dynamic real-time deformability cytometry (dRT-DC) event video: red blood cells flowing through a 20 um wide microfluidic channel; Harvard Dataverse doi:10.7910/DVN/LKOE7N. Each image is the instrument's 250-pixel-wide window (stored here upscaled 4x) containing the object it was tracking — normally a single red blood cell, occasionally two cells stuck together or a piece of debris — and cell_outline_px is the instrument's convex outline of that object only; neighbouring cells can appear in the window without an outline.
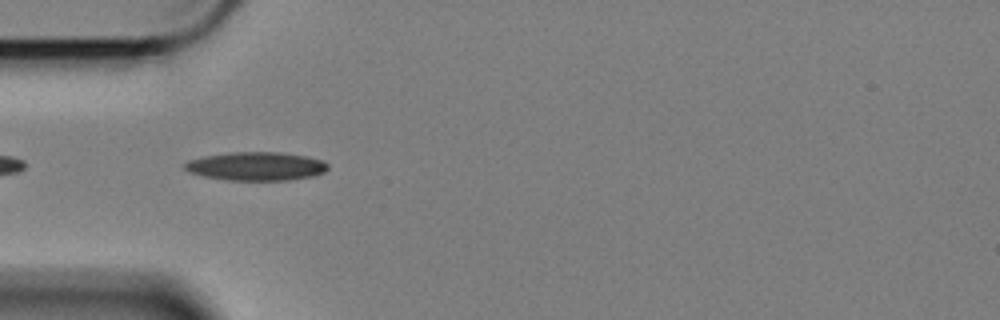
{"species": "Egyptian fruit bat (a non-hibernating species)", "species_latin": "Rousettus aegyptiacus", "temperature_condition": "cold", "stored_images_in_passage": 11, "camera_frame_rate_fps": 3000, "um_per_image_px": 0.085, "animal": {"sex": "female"}, "frame": {"image": 1, "passage_image": 2, "time_ms": 0.333, "image_size_px": [1000, 320], "cell_outline_px": [[328, 168], [324, 172], [312, 176], [288, 180], [224, 180], [204, 176], [188, 172], [184, 168], [184, 164], [188, 160], [204, 156], [232, 152], [280, 152], [308, 156], [324, 160], [328, 164]], "centroid_in_image_um": [21.78, 14.12], "position_along_channel_um": 63.2, "area_um2": 23.93}}
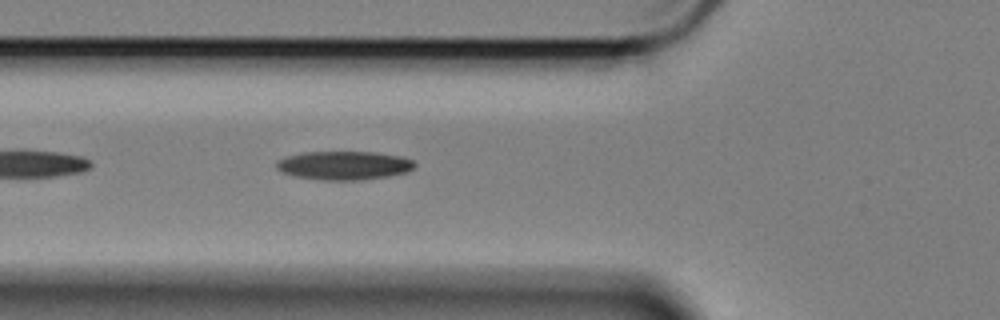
{"frame": {"image": 2, "passage_image": 5, "time_ms": 1.333, "image_size_px": [1000, 320], "cell_outline_px": [[416, 168], [408, 172], [388, 176], [360, 180], [320, 180], [296, 176], [284, 172], [276, 168], [276, 160], [288, 156], [304, 152], [376, 152], [404, 156], [412, 160], [416, 164]], "centroid_in_image_um": [29.3, 14.06], "position_along_channel_um": 96.5, "area_um2": 23.24}}